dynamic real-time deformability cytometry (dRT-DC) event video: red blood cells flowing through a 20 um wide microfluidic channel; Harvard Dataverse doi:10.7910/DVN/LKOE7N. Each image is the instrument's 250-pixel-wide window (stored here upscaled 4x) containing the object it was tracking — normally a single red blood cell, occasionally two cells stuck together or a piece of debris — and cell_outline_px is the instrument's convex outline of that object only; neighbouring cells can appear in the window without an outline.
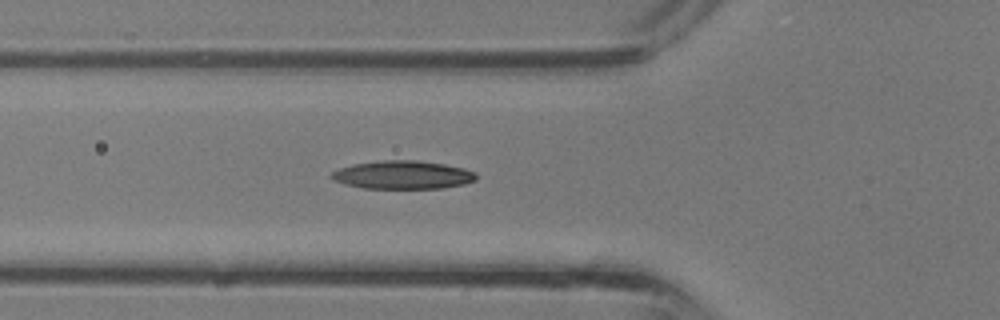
{"species": "common noctule bat (a hibernating species)", "species_latin": "Nyctalus noctula", "temperature_condition": "room temperature", "stored_images_in_passage": 30, "camera_frame_rate_fps": 3000, "um_per_image_px": 0.085, "animal": {"sex": "male", "body_mass_g": 13.3}, "frame": {"image": 1, "passage_image": 8, "time_ms": 2.333, "image_size_px": [1000, 320], "cell_outline_px": [[476, 180], [464, 184], [440, 188], [364, 188], [344, 184], [332, 180], [328, 176], [332, 172], [340, 168], [352, 164], [380, 160], [420, 160], [444, 164], [464, 168], [476, 172]], "centroid_in_image_um": [34.21, 14.86], "position_along_channel_um": 91.6, "area_um2": 23.99}}
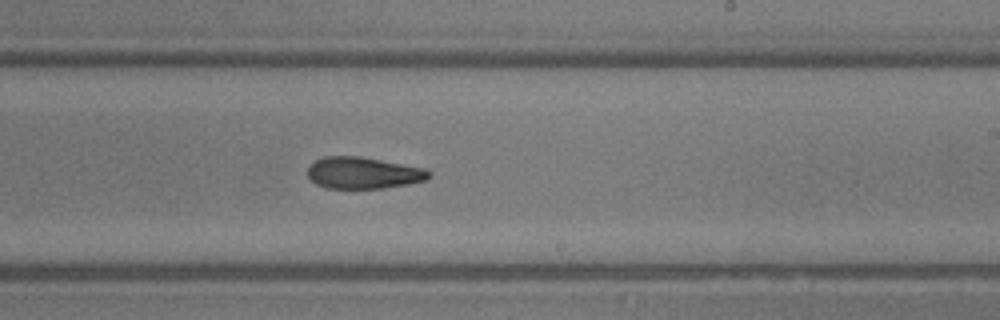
{"frame": {"image": 2, "passage_image": 17, "time_ms": 5.333, "image_size_px": [1000, 320], "cell_outline_px": [[432, 172], [424, 180], [408, 184], [384, 188], [324, 188], [316, 184], [308, 176], [308, 168], [316, 160], [324, 156], [360, 156], [424, 168]], "centroid_in_image_um": [30.86, 14.7], "position_along_channel_um": 258.1, "area_um2": 22.2}}
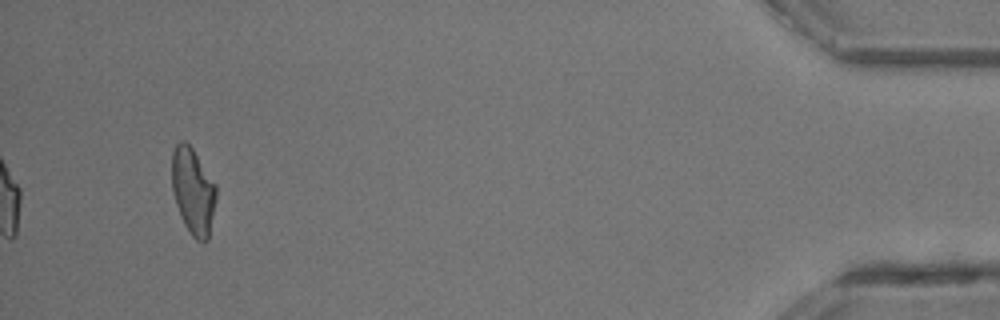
{"frame": {"image": 3, "passage_image": 30, "time_ms": 9.667, "image_size_px": [1000, 320], "cell_outline_px": [[216, 200], [208, 240], [196, 240], [192, 236], [184, 224], [176, 204], [172, 188], [172, 152], [176, 144], [180, 140], [184, 140], [192, 148], [216, 184]], "centroid_in_image_um": [16.41, 16.23], "position_along_channel_um": 418.8, "area_um2": 22.2}}